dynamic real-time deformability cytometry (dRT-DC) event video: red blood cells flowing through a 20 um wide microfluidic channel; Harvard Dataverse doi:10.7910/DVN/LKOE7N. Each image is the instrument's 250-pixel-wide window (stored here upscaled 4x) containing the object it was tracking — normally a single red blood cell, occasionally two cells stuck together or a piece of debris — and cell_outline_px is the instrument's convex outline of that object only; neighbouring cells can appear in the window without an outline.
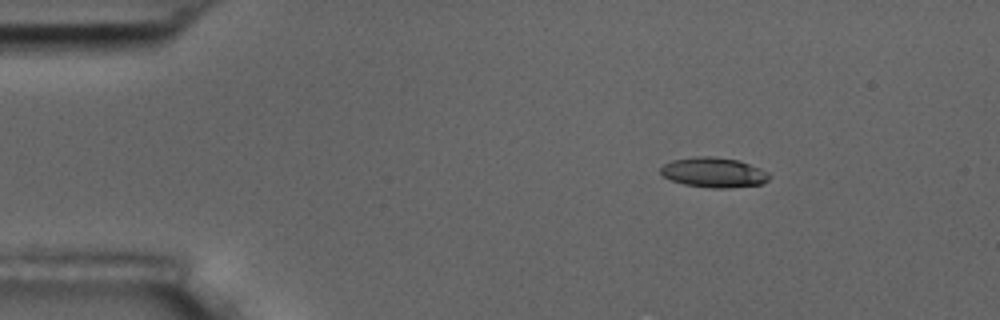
{"species": "common noctule bat (a hibernating species)", "species_latin": "Nyctalus noctula", "temperature_condition": "room temperature", "stored_images_in_passage": 5, "camera_frame_rate_fps": 3000, "um_per_image_px": 0.085, "animal": {"sex": "male", "body_mass_g": 17.5, "forearm_length_mm": 52.3}, "frame": {"image": 1, "passage_image": 2, "time_ms": 1.0, "image_size_px": [1000, 320], "cell_outline_px": [[772, 176], [768, 180], [760, 184], [728, 188], [712, 188], [684, 184], [672, 180], [664, 176], [660, 172], [660, 168], [664, 164], [672, 160], [692, 156], [716, 156], [736, 160], [760, 168], [768, 172]], "centroid_in_image_um": [60.66, 14.65], "position_along_channel_um": 24.3, "area_um2": 18.96}}